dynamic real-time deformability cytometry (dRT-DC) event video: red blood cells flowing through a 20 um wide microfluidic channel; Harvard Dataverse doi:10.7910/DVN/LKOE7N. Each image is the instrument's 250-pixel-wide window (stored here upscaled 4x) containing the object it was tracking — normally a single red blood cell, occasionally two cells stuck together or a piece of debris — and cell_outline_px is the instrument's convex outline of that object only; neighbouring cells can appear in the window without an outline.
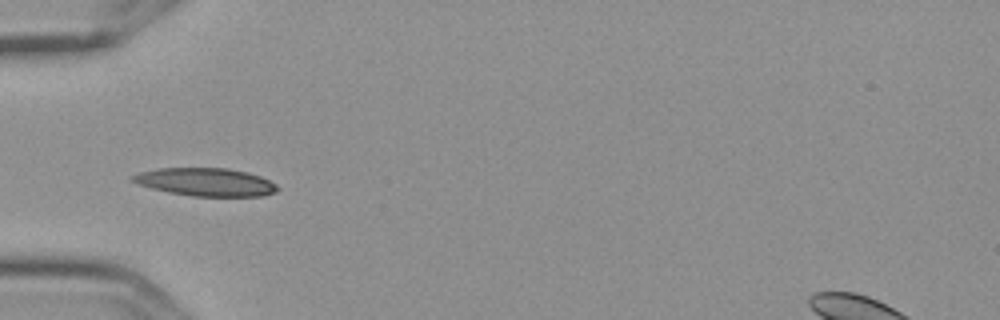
{"species": "Egyptian fruit bat (a non-hibernating species)", "species_latin": "Rousettus aegyptiacus", "temperature_condition": "cold", "stored_images_in_passage": 7, "camera_frame_rate_fps": 3000, "um_per_image_px": 0.085, "frame": {"image": 1, "passage_image": 5, "time_ms": 1.333, "image_size_px": [1000, 320], "cell_outline_px": [[280, 188], [276, 192], [264, 196], [192, 196], [168, 192], [136, 184], [128, 180], [128, 176], [140, 172], [156, 168], [228, 168], [248, 172], [260, 176], [276, 184]], "centroid_in_image_um": [17.44, 15.47], "position_along_channel_um": 67.6, "area_um2": 23.93}}
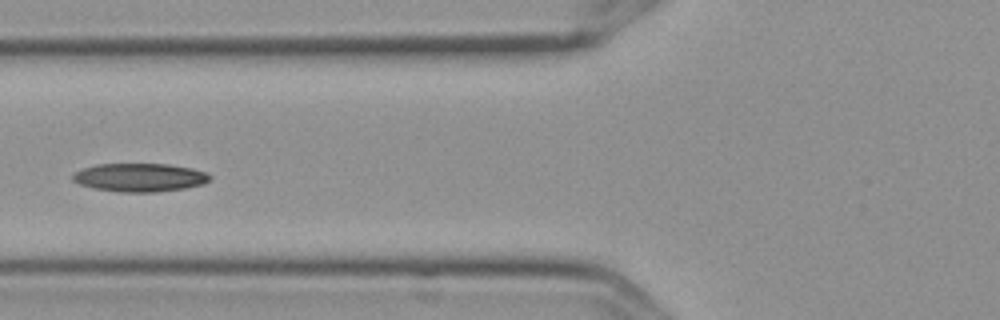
{"frame": {"image": 2, "passage_image": 6, "time_ms": 1.667, "image_size_px": [1000, 320], "cell_outline_px": [[212, 180], [204, 184], [184, 188], [156, 192], [120, 192], [92, 188], [80, 184], [72, 180], [72, 176], [76, 172], [84, 168], [96, 164], [168, 164], [192, 168], [204, 172], [212, 176]], "centroid_in_image_um": [11.9, 15.09], "position_along_channel_um": 113.9, "area_um2": 22.72}}
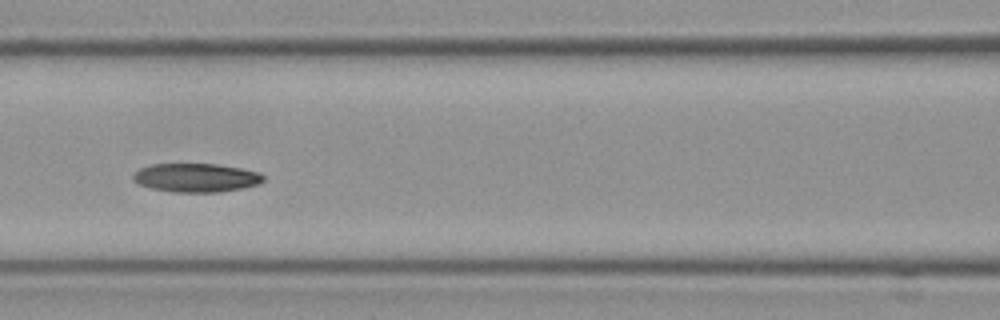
{"frame": {"image": 3, "passage_image": 7, "time_ms": 2.0, "image_size_px": [1000, 320], "cell_outline_px": [[264, 180], [260, 184], [244, 188], [220, 192], [172, 192], [152, 188], [140, 184], [132, 180], [132, 176], [140, 168], [152, 164], [216, 164], [240, 168], [260, 172], [264, 176]], "centroid_in_image_um": [16.7, 15.11], "position_along_channel_um": 149.9, "area_um2": 21.85}}